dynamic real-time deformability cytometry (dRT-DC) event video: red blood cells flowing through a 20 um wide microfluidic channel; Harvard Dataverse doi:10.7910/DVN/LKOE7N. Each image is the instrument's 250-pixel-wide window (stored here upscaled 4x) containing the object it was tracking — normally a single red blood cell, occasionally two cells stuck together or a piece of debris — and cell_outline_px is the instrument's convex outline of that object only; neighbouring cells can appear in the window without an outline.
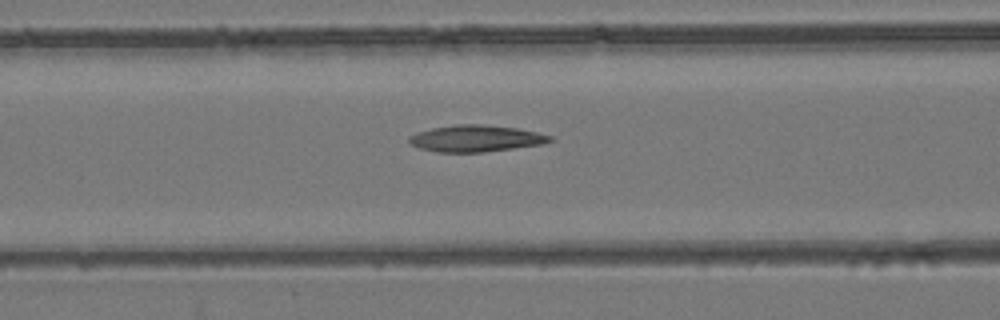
{"species": "common noctule bat (a hibernating species)", "species_latin": "Nyctalus noctula", "temperature_condition": "room temperature", "stored_images_in_passage": 49, "camera_frame_rate_fps": 3000, "um_per_image_px": 0.085, "animal": {"sex": "female", "body_mass_g": 24.6, "forearm_length_mm": 56.2}, "frame": {"image": 1, "passage_image": 22, "time_ms": 7.0, "image_size_px": [1000, 320], "cell_outline_px": [[556, 140], [540, 144], [512, 148], [480, 152], [436, 152], [420, 148], [408, 144], [408, 136], [416, 132], [432, 128], [456, 124], [480, 124], [516, 128], [536, 132], [552, 136]], "centroid_in_image_um": [40.39, 11.76], "position_along_channel_um": 126.2, "area_um2": 21.79}}
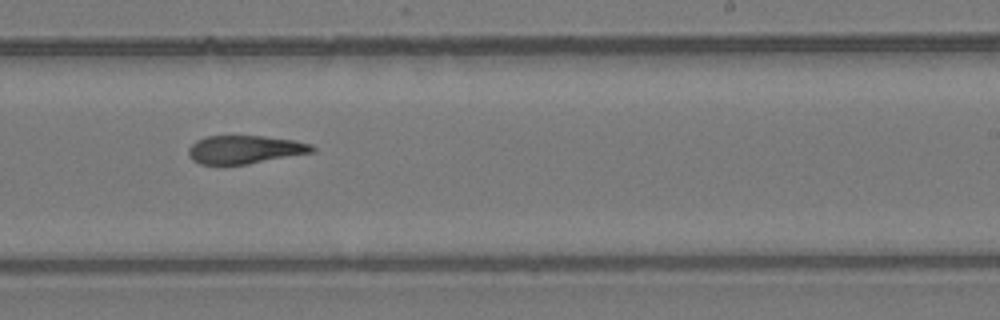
{"frame": {"image": 2, "passage_image": 33, "time_ms": 10.667, "image_size_px": [1000, 320], "cell_outline_px": [[316, 148], [312, 152], [248, 164], [200, 164], [192, 160], [188, 156], [188, 148], [196, 140], [204, 136], [264, 136], [296, 140], [312, 144]], "centroid_in_image_um": [20.79, 12.7], "position_along_channel_um": 268.2, "area_um2": 20.4}}
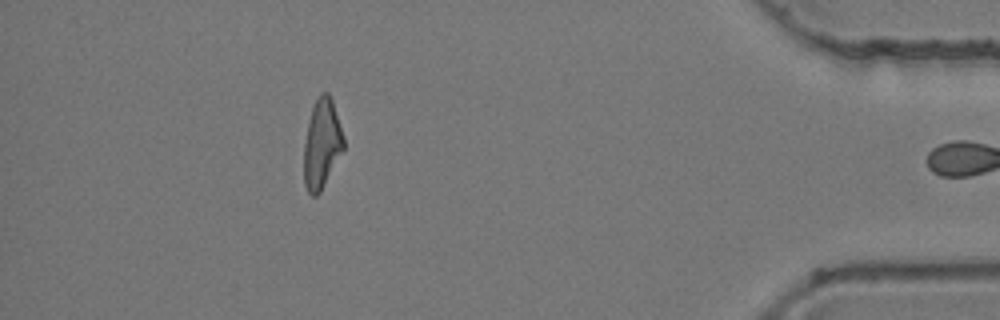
{"frame": {"image": 3, "passage_image": 48, "time_ms": 15.667, "image_size_px": [1000, 320], "cell_outline_px": [[344, 148], [320, 192], [316, 196], [312, 196], [308, 192], [304, 184], [304, 144], [308, 120], [312, 108], [320, 92], [328, 92], [332, 100], [344, 136]], "centroid_in_image_um": [27.35, 12.22], "position_along_channel_um": 407.9, "area_um2": 20.58}, "authors_computed_cell_mechanics": {"area_um2": 22.0218, "velocity_mm_per_s": 3.8789, "shape_relaxation_time_tau1_ms": null, "shape_relaxation_time_tau2_ms": 5.0351, "deformation_change_tau1": null, "deformation_change_tau2": 0.1514}}